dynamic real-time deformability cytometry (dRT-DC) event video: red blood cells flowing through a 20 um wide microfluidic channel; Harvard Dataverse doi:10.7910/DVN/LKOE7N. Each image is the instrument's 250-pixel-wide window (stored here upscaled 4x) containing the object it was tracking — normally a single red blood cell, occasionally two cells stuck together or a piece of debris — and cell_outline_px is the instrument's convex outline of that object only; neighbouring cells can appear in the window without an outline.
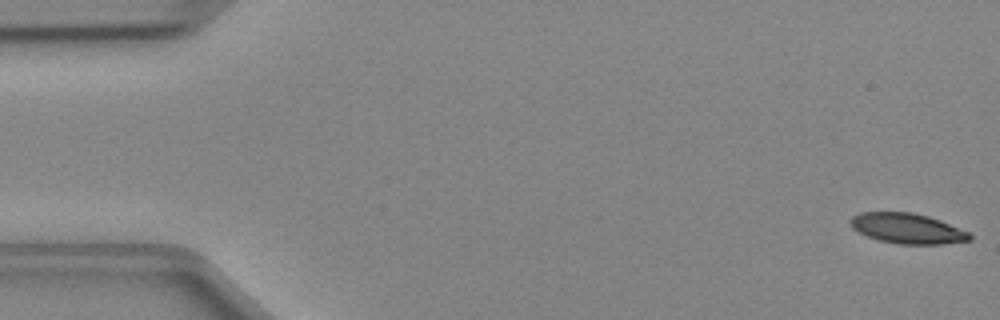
{"species": "Egyptian fruit bat (a non-hibernating species)", "species_latin": "Rousettus aegyptiacus", "temperature_condition": "cold", "stored_images_in_passage": 47, "camera_frame_rate_fps": 3000, "um_per_image_px": 0.085, "animal": {"sex": "female"}, "frame": {"image": 1, "passage_image": 1, "time_ms": 0.0, "image_size_px": [1000, 320], "cell_outline_px": [[972, 240], [940, 244], [896, 244], [880, 240], [868, 236], [852, 228], [848, 220], [852, 216], [860, 212], [912, 212], [928, 216], [940, 220], [968, 232], [972, 236]], "centroid_in_image_um": [77.1, 19.41], "position_along_channel_um": 7.9, "area_um2": 20.98}}
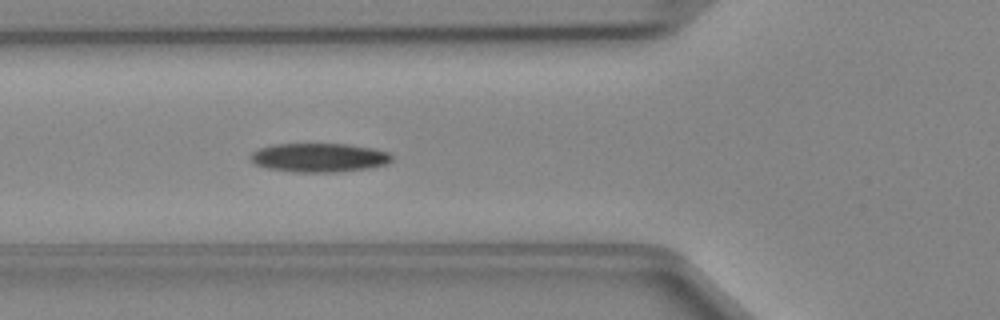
{"frame": {"image": 2, "passage_image": 17, "time_ms": 5.333, "image_size_px": [1000, 320], "cell_outline_px": [[392, 160], [388, 164], [368, 168], [336, 172], [296, 172], [268, 168], [256, 164], [248, 156], [252, 152], [260, 148], [272, 144], [348, 144], [372, 148], [388, 152], [392, 156]], "centroid_in_image_um": [27.13, 13.39], "position_along_channel_um": 98.7, "area_um2": 23.76}}
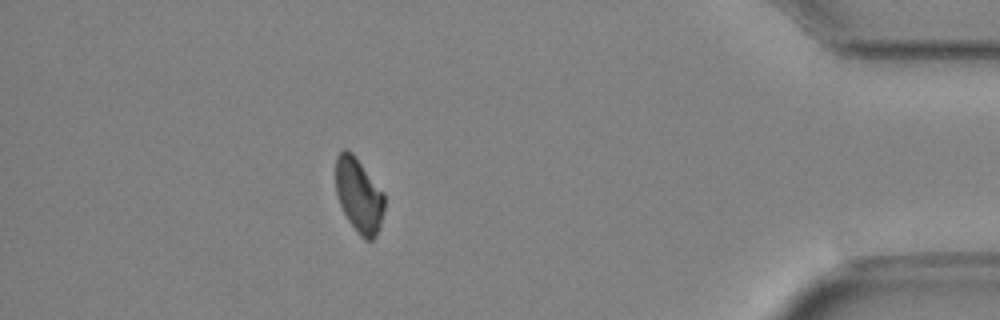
{"frame": {"image": 3, "passage_image": 42, "time_ms": 13.667, "image_size_px": [1000, 320], "cell_outline_px": [[384, 208], [380, 228], [376, 236], [372, 240], [364, 240], [356, 232], [348, 220], [340, 204], [336, 192], [336, 156], [344, 148], [348, 148], [352, 152], [384, 192]], "centroid_in_image_um": [30.51, 16.61], "position_along_channel_um": 404.7, "area_um2": 21.27}}